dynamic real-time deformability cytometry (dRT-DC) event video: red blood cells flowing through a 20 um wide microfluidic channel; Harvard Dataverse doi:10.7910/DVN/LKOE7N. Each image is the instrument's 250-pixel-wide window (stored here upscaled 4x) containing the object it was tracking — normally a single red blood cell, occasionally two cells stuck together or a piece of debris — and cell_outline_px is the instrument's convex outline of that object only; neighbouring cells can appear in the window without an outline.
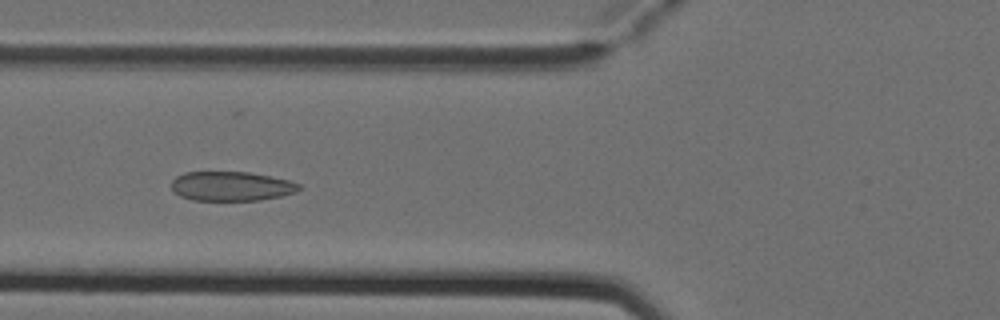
{"species": "Egyptian fruit bat (a non-hibernating species)", "species_latin": "Rousettus aegyptiacus", "temperature_condition": "cold", "stored_images_in_passage": 5, "camera_frame_rate_fps": 3000, "um_per_image_px": 0.085, "animal": {"sex": "female"}, "frame": {"image": 1, "passage_image": 4, "time_ms": 1.0, "image_size_px": [1000, 320], "cell_outline_px": [[300, 188], [296, 192], [280, 196], [260, 200], [192, 200], [180, 196], [168, 184], [176, 176], [184, 172], [248, 172], [288, 180], [300, 184]], "centroid_in_image_um": [19.62, 15.82], "position_along_channel_um": 106.2, "area_um2": 21.79}}
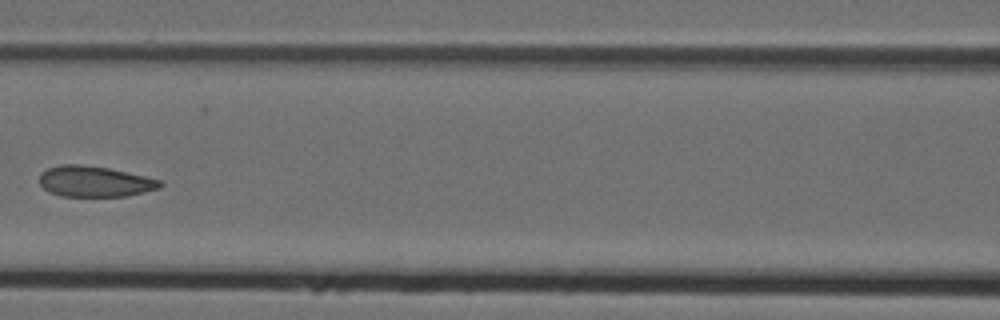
{"frame": {"image": 2, "passage_image": 5, "time_ms": 1.333, "image_size_px": [1000, 320], "cell_outline_px": [[164, 184], [160, 188], [144, 192], [124, 196], [60, 196], [48, 192], [40, 184], [40, 172], [48, 168], [60, 164], [80, 164], [108, 168], [144, 176], [160, 180]], "centroid_in_image_um": [8.02, 15.42], "position_along_channel_um": 158.6, "area_um2": 21.62}}